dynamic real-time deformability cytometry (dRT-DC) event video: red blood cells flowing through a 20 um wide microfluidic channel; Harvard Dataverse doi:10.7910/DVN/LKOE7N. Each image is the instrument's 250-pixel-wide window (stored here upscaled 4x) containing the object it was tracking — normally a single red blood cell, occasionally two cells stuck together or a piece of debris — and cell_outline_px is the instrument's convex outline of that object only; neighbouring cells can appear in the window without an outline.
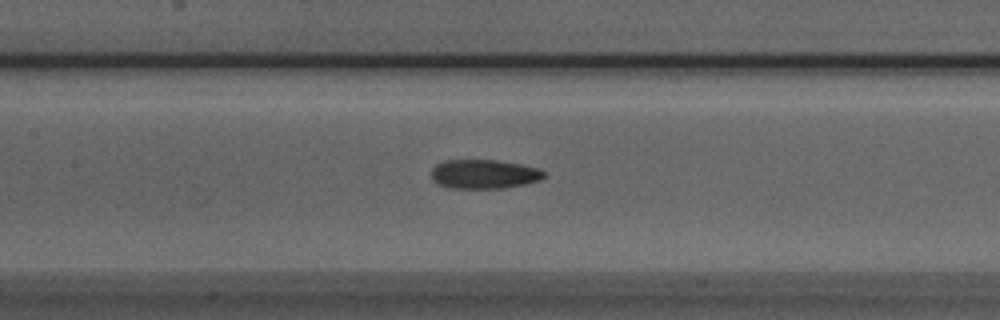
{"species": "Egyptian fruit bat (a non-hibernating species)", "species_latin": "Rousettus aegyptiacus", "temperature_condition": "room temperature", "stored_images_in_passage": 46, "camera_frame_rate_fps": 3000, "um_per_image_px": 0.085, "animal": {"sex": "male"}, "frame": {"image": 1, "passage_image": 24, "time_ms": 7.667, "image_size_px": [1000, 320], "cell_outline_px": [[548, 176], [540, 180], [524, 184], [504, 188], [448, 188], [436, 184], [432, 180], [432, 168], [436, 164], [444, 160], [496, 160], [520, 164], [536, 168], [544, 172]], "centroid_in_image_um": [41.11, 14.8], "position_along_channel_um": 166.3, "area_um2": 19.25}}
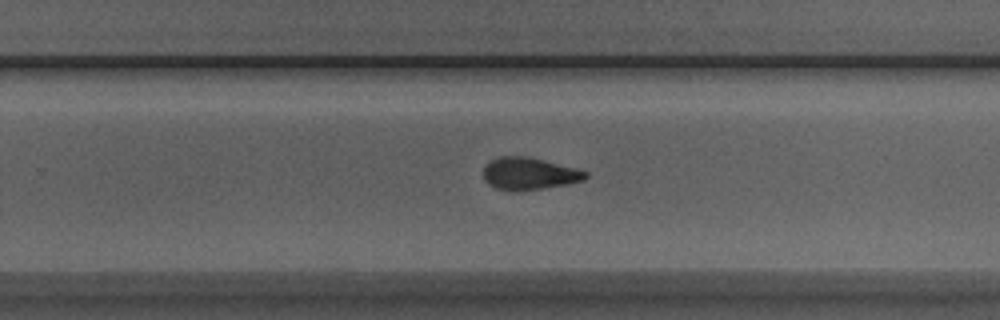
{"frame": {"image": 2, "passage_image": 33, "time_ms": 10.667, "image_size_px": [1000, 320], "cell_outline_px": [[588, 176], [584, 180], [568, 184], [544, 188], [496, 188], [488, 184], [484, 180], [484, 164], [500, 156], [528, 156], [576, 168], [588, 172]], "centroid_in_image_um": [45.01, 14.72], "position_along_channel_um": 284.8, "area_um2": 18.67}}
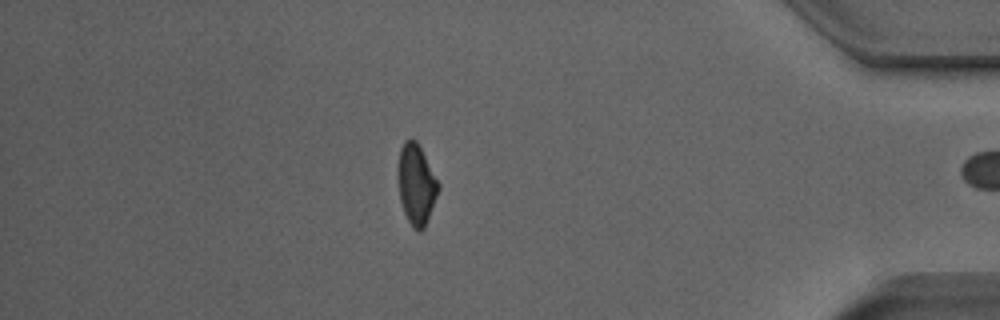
{"frame": {"image": 3, "passage_image": 45, "time_ms": 14.667, "image_size_px": [1000, 320], "cell_outline_px": [[440, 188], [424, 228], [420, 232], [416, 232], [412, 228], [404, 212], [400, 200], [396, 176], [396, 168], [400, 148], [404, 140], [416, 140], [440, 184]], "centroid_in_image_um": [35.35, 15.68], "position_along_channel_um": 399.8, "area_um2": 19.19}, "authors_computed_cell_mechanics": {"area_um2": 19.2474, "velocity_mm_per_s": 3.9662, "shape_relaxation_time_tau1_ms": 3.9163, "shape_relaxation_time_tau2_ms": 1.8626, "deformation_change_tau1": 0.1612, "deformation_change_tau2": 0.0885}}